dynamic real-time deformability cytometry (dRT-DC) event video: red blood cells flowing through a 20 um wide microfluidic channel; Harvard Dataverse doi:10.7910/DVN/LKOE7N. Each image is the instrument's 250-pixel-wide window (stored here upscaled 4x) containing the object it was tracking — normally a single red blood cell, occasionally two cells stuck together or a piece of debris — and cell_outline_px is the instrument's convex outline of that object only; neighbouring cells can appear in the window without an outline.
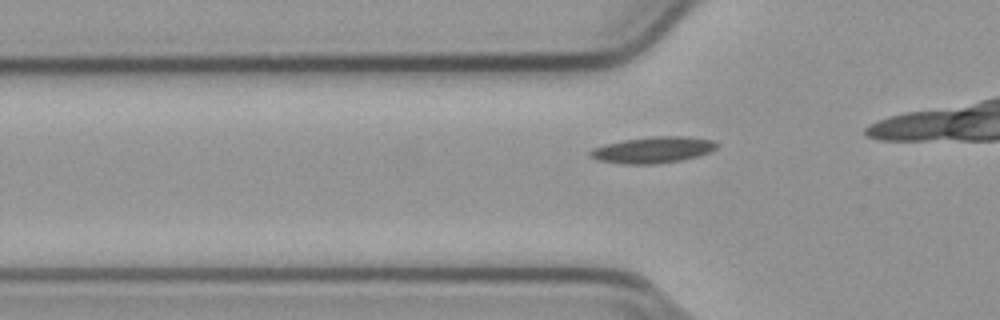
{"species": "common noctule bat (a hibernating species)", "species_latin": "Nyctalus noctula", "temperature_condition": "cold", "stored_images_in_passage": 14, "camera_frame_rate_fps": 3000, "um_per_image_px": 0.085, "animal": {"sex": "male", "body_mass_g": 23.1, "forearm_length_mm": 52.7}, "frame": {"image": 1, "passage_image": 8, "time_ms": 2.333, "image_size_px": [1000, 320], "cell_outline_px": [[720, 144], [716, 148], [700, 156], [680, 160], [656, 164], [624, 164], [596, 160], [588, 156], [588, 152], [592, 148], [604, 144], [624, 140], [656, 136], [684, 136], [716, 140]], "centroid_in_image_um": [55.49, 12.74], "position_along_channel_um": 70.3, "area_um2": 19.59}}
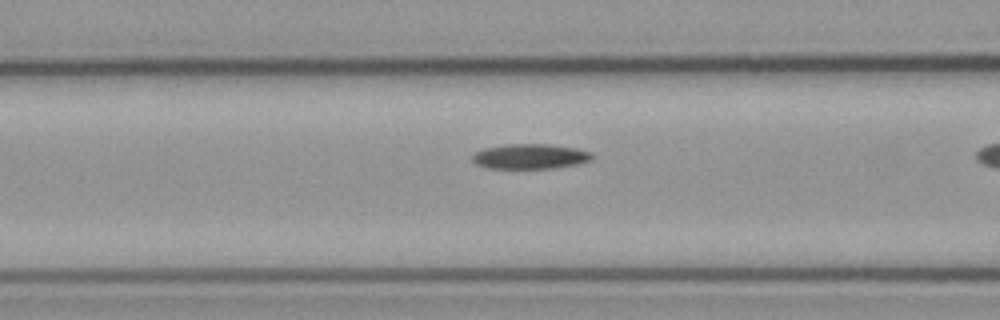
{"frame": {"image": 2, "passage_image": 12, "time_ms": 3.667, "image_size_px": [1000, 320], "cell_outline_px": [[592, 160], [580, 164], [552, 168], [488, 168], [476, 164], [472, 160], [472, 156], [476, 152], [484, 148], [508, 144], [548, 144], [576, 148], [592, 152]], "centroid_in_image_um": [45.09, 13.29], "position_along_channel_um": 121.5, "area_um2": 17.46}}